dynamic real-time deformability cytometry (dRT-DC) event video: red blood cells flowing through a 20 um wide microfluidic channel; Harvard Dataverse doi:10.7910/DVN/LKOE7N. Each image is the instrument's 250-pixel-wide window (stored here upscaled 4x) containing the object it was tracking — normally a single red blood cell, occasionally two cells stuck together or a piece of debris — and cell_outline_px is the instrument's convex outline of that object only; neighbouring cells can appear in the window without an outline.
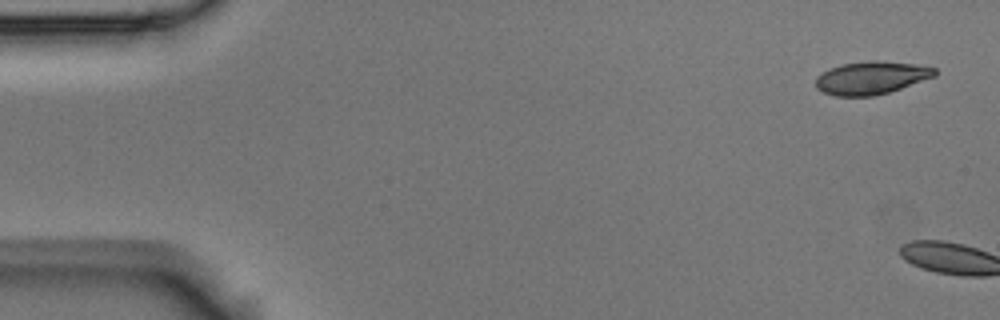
{"species": "Egyptian fruit bat (a non-hibernating species)", "species_latin": "Rousettus aegyptiacus", "temperature_condition": "room temperature", "stored_images_in_passage": 2, "camera_frame_rate_fps": 3000, "um_per_image_px": 0.085, "animal": {"sex": "male"}, "frame": {"image": 1, "passage_image": 1, "time_ms": 0.0, "image_size_px": [1000, 320], "cell_outline_px": [[936, 76], [888, 92], [872, 96], [836, 96], [824, 92], [816, 88], [816, 76], [840, 64], [868, 60], [876, 60], [916, 64], [936, 68]], "centroid_in_image_um": [74.06, 6.6], "position_along_channel_um": 10.9, "area_um2": 22.72}}